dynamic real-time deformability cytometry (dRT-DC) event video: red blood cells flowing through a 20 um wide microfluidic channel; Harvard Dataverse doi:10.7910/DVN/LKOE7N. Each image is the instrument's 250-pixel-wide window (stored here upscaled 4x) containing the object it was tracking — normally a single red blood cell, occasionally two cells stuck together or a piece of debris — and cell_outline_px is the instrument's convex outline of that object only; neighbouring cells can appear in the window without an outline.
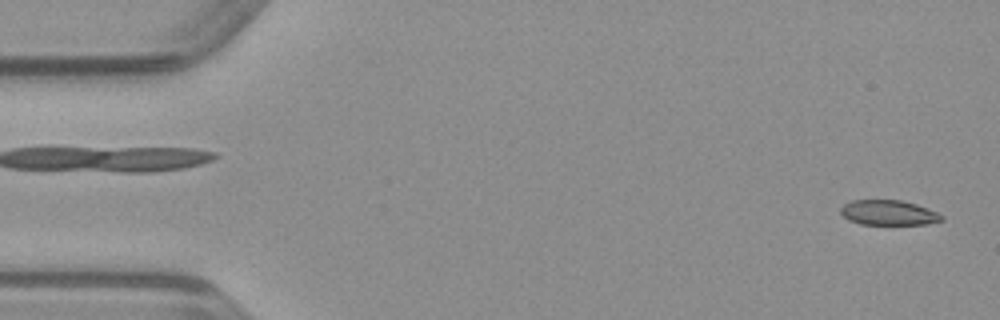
{"species": "common noctule bat (a hibernating species)", "species_latin": "Nyctalus noctula", "temperature_condition": "warm", "stored_images_in_passage": 49, "camera_frame_rate_fps": 3000, "um_per_image_px": 0.085, "animal": {"sex": "male", "body_mass_g": 23.1, "forearm_length_mm": 52.7}, "frame": {"image": 1, "passage_image": 1, "time_ms": 0.0, "image_size_px": [1000, 320], "cell_outline_px": [[944, 220], [924, 224], [860, 224], [848, 220], [840, 212], [840, 208], [844, 204], [852, 200], [900, 200], [916, 204], [936, 212], [944, 216]], "centroid_in_image_um": [75.5, 18.08], "position_along_channel_um": 9.5, "area_um2": 14.62}}
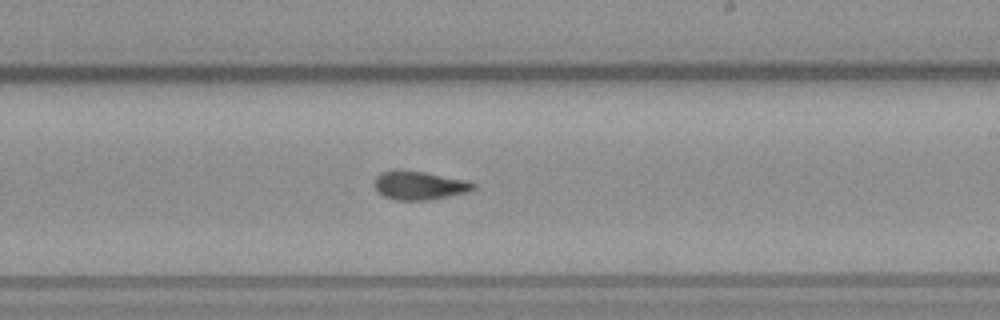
{"frame": {"image": 2, "passage_image": 28, "time_ms": 9.0, "image_size_px": [1000, 320], "cell_outline_px": [[476, 188], [468, 192], [428, 200], [396, 200], [384, 196], [376, 192], [376, 176], [380, 172], [392, 168], [400, 168], [424, 172], [468, 180], [476, 184]], "centroid_in_image_um": [35.63, 15.73], "position_along_channel_um": 253.4, "area_um2": 16.82}}
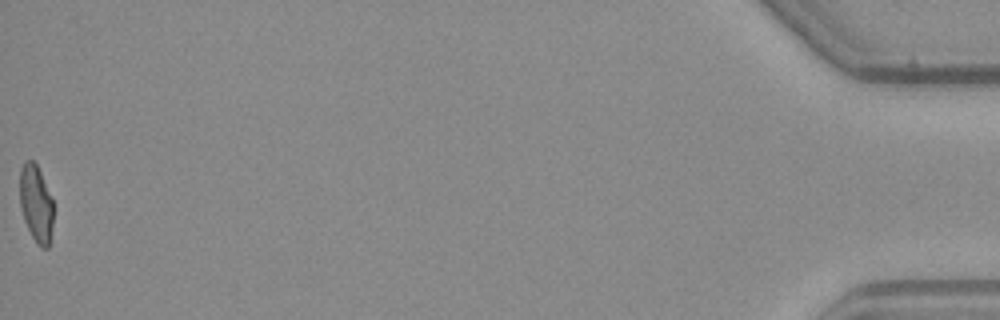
{"frame": {"image": 3, "passage_image": 49, "time_ms": 16.0, "image_size_px": [1000, 320], "cell_outline_px": [[52, 224], [48, 248], [40, 248], [36, 244], [24, 220], [20, 208], [20, 168], [24, 160], [32, 160], [36, 164], [40, 172], [52, 200]], "centroid_in_image_um": [3.03, 17.31], "position_along_channel_um": 432.2, "area_um2": 14.91}}